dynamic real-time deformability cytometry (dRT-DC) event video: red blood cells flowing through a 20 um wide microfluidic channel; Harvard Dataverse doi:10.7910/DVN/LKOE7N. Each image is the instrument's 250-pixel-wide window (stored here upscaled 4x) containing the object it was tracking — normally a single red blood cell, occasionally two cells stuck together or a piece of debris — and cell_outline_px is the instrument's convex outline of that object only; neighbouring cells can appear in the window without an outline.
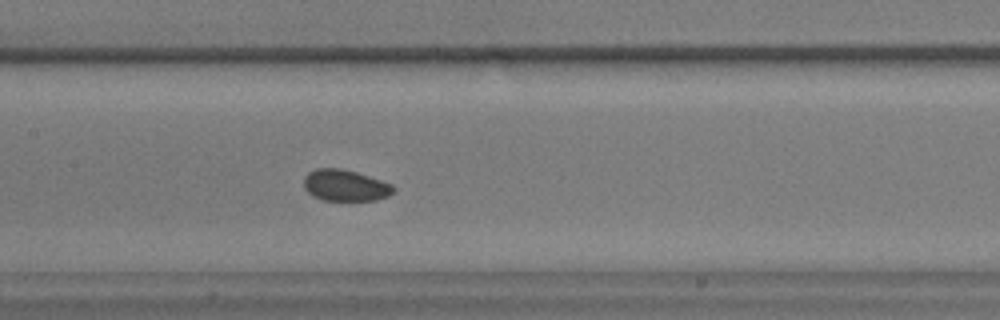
{"species": "common noctule bat (a hibernating species)", "species_latin": "Nyctalus noctula", "temperature_condition": "warm", "stored_images_in_passage": 54, "camera_frame_rate_fps": 3000, "um_per_image_px": 0.085, "animal": {"sex": "male", "body_mass_g": 17.9}, "frame": {"image": 1, "passage_image": 24, "time_ms": 7.667, "image_size_px": [1000, 320], "cell_outline_px": [[396, 188], [388, 196], [376, 200], [320, 200], [312, 196], [304, 188], [304, 176], [308, 172], [316, 168], [340, 168], [356, 172], [392, 184]], "centroid_in_image_um": [29.31, 15.76], "position_along_channel_um": 178.1, "area_um2": 16.42}}